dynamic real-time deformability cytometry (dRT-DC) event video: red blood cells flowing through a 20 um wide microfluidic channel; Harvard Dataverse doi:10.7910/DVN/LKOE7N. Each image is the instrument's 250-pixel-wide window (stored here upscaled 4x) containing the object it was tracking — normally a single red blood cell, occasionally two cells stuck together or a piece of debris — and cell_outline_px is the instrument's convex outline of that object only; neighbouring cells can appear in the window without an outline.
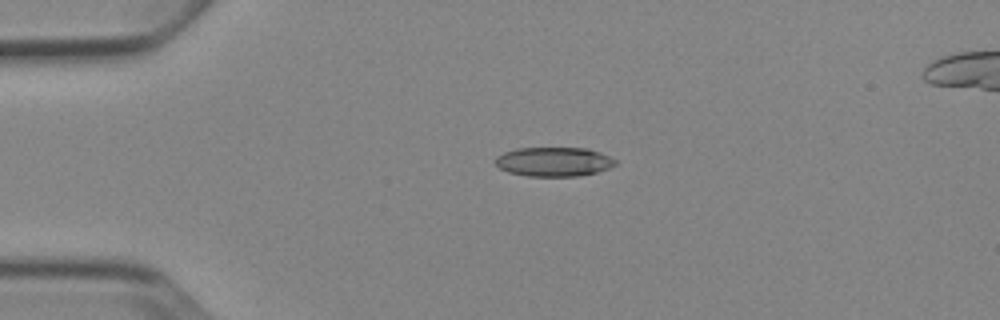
{"species": "Egyptian fruit bat (a non-hibernating species)", "species_latin": "Rousettus aegyptiacus", "temperature_condition": "cold", "stored_images_in_passage": 5, "camera_frame_rate_fps": 3000, "um_per_image_px": 0.085, "animal": {"sex": "female"}, "frame": {"image": 1, "passage_image": 3, "time_ms": 2.333, "image_size_px": [1000, 320], "cell_outline_px": [[616, 164], [608, 168], [596, 172], [580, 176], [528, 176], [508, 172], [500, 168], [496, 164], [496, 156], [504, 152], [516, 148], [588, 148], [600, 152], [616, 160]], "centroid_in_image_um": [47.07, 13.74], "position_along_channel_um": 37.9, "area_um2": 20.4}}